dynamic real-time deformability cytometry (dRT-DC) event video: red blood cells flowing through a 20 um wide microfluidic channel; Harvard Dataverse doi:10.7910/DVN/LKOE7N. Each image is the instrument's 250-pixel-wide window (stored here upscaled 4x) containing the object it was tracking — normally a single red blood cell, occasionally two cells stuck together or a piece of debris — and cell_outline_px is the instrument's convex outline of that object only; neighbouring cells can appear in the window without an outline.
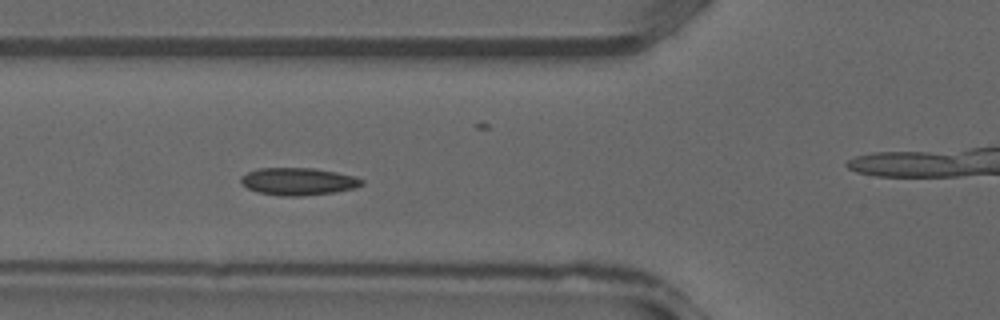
{"species": "common noctule bat (a hibernating species)", "species_latin": "Nyctalus noctula", "temperature_condition": "warm", "stored_images_in_passage": 29, "camera_frame_rate_fps": 3000, "um_per_image_px": 0.085, "animal": {"sex": "male", "forearm_length_mm": 52.5}, "frame": {"image": 1, "passage_image": 5, "time_ms": 1.333, "image_size_px": [1000, 320], "cell_outline_px": [[364, 184], [356, 188], [332, 192], [300, 196], [280, 196], [256, 192], [248, 188], [240, 180], [240, 176], [256, 168], [312, 168], [336, 172], [352, 176], [364, 180]], "centroid_in_image_um": [25.33, 15.42], "position_along_channel_um": 100.5, "area_um2": 19.25}}
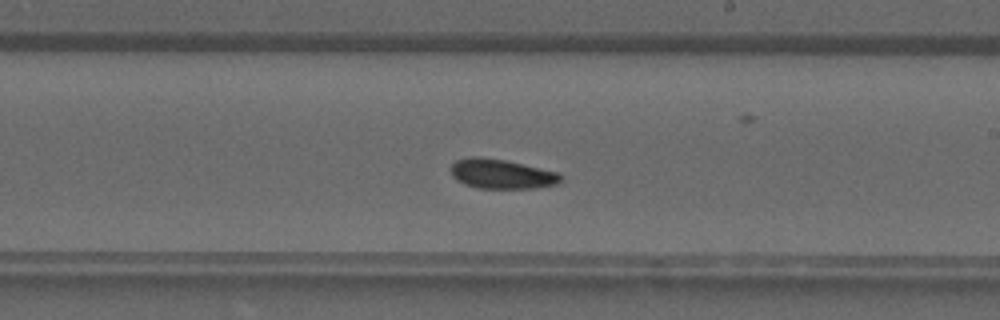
{"frame": {"image": 2, "passage_image": 13, "time_ms": 4.0, "image_size_px": [1000, 320], "cell_outline_px": [[564, 176], [556, 184], [536, 188], [476, 188], [464, 184], [456, 180], [452, 176], [452, 164], [456, 160], [472, 156], [480, 156], [504, 160], [560, 172]], "centroid_in_image_um": [42.64, 14.78], "position_along_channel_um": 246.4, "area_um2": 19.02}}
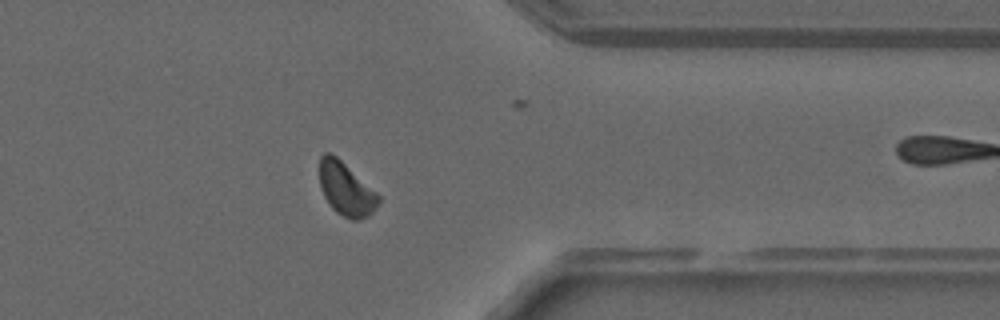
{"frame": {"image": 3, "passage_image": 21, "time_ms": 6.667, "image_size_px": [1000, 320], "cell_outline_px": [[380, 200], [372, 212], [368, 216], [356, 220], [352, 220], [336, 212], [332, 208], [324, 196], [320, 188], [320, 156], [324, 152], [328, 152], [336, 156], [376, 192], [380, 196]], "centroid_in_image_um": [29.39, 16.07], "position_along_channel_um": 382.0, "area_um2": 17.98}}